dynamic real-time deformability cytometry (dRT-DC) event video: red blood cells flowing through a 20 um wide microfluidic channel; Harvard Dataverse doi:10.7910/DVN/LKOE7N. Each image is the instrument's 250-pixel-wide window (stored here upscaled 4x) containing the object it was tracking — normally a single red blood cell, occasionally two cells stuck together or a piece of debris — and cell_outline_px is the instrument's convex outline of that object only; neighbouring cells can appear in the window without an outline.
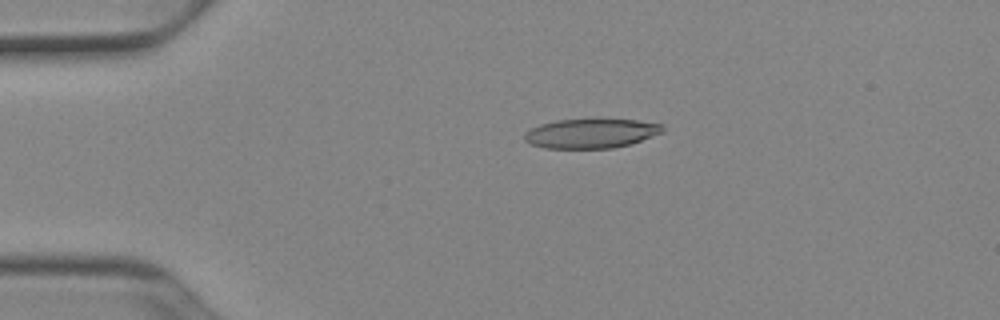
{"species": "Egyptian fruit bat (a non-hibernating species)", "species_latin": "Rousettus aegyptiacus", "temperature_condition": "cold", "stored_images_in_passage": 43, "camera_frame_rate_fps": 3000, "um_per_image_px": 0.085, "animal": {"sex": "female"}, "frame": {"image": 1, "passage_image": 2, "time_ms": 0.333, "image_size_px": [1000, 320], "cell_outline_px": [[664, 132], [628, 144], [612, 148], [544, 148], [532, 144], [524, 140], [524, 132], [540, 124], [556, 120], [596, 116], [636, 120], [664, 124]], "centroid_in_image_um": [50.25, 11.28], "position_along_channel_um": 34.8, "area_um2": 24.57}}
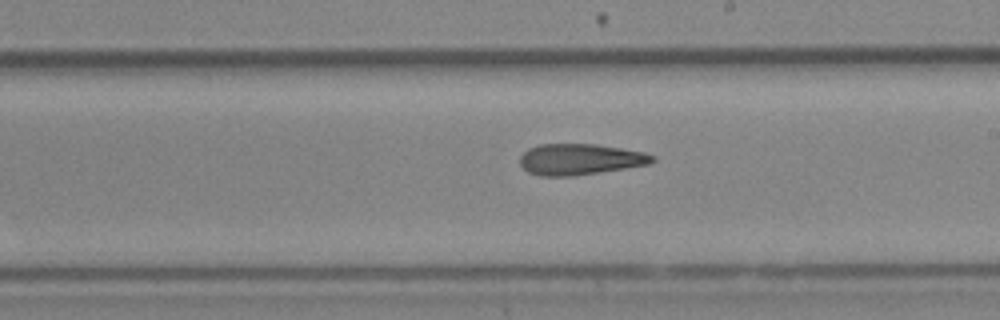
{"frame": {"image": 2, "passage_image": 21, "time_ms": 6.667, "image_size_px": [1000, 320], "cell_outline_px": [[656, 160], [648, 164], [600, 172], [572, 176], [540, 176], [528, 172], [520, 164], [520, 156], [528, 148], [540, 144], [596, 144], [644, 152], [656, 156]], "centroid_in_image_um": [49.29, 13.54], "position_along_channel_um": 239.7, "area_um2": 23.93}}
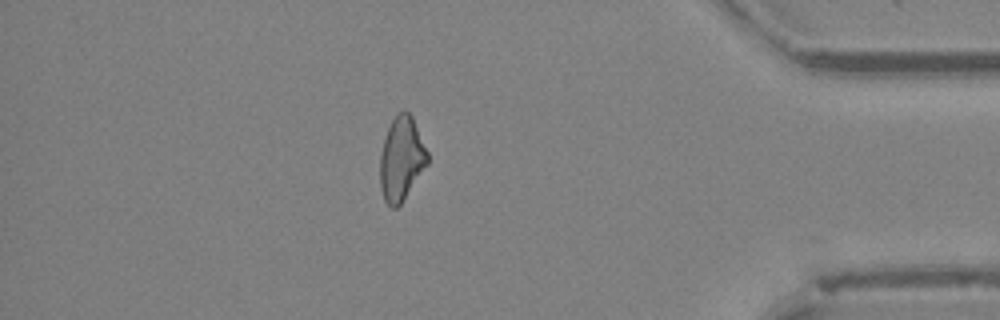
{"frame": {"image": 3, "passage_image": 36, "time_ms": 11.667, "image_size_px": [1000, 320], "cell_outline_px": [[428, 164], [400, 204], [396, 208], [392, 208], [384, 200], [380, 188], [380, 152], [388, 128], [396, 112], [404, 108], [412, 116], [428, 152]], "centroid_in_image_um": [34.12, 13.47], "position_along_channel_um": 401.1, "area_um2": 23.24}, "authors_computed_cell_mechanics": {"area_um2": 24.3338, "velocity_mm_per_s": 3.9299, "shape_relaxation_time_tau1_ms": 9.4933, "shape_relaxation_time_tau2_ms": 7.2522, "deformation_change_tau1": 0.1958, "deformation_change_tau2": 0.2104}}